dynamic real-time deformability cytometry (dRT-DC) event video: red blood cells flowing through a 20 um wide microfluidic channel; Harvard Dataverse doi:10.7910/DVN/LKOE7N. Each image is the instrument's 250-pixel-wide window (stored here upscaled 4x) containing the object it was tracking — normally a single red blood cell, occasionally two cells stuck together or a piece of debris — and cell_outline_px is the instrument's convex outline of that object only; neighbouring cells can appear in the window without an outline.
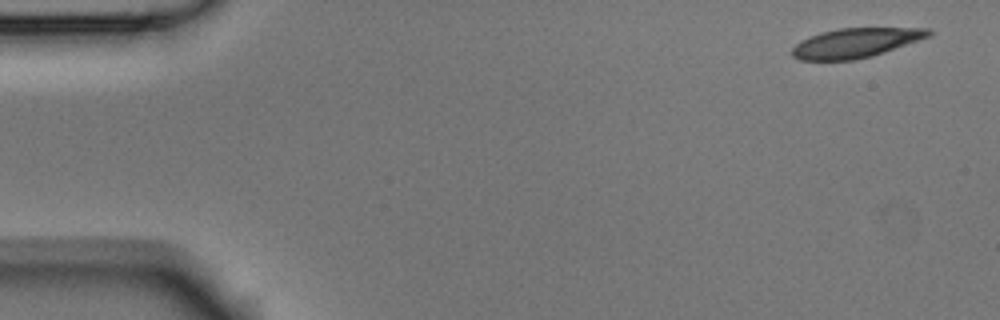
{"species": "Egyptian fruit bat (a non-hibernating species)", "species_latin": "Rousettus aegyptiacus", "temperature_condition": "room temperature", "stored_images_in_passage": 9, "camera_frame_rate_fps": 3000, "um_per_image_px": 0.085, "animal": {"sex": "male"}, "frame": {"image": 1, "passage_image": 1, "time_ms": 0.0, "image_size_px": [1000, 320], "cell_outline_px": [[932, 32], [928, 36], [884, 52], [872, 56], [852, 60], [800, 60], [792, 56], [792, 48], [800, 40], [824, 32], [840, 28], [928, 28]], "centroid_in_image_um": [72.68, 3.65], "position_along_channel_um": 12.3, "area_um2": 23.0}}
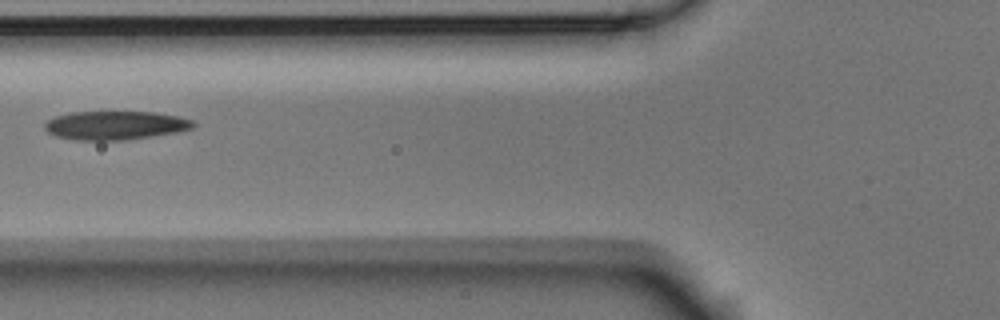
{"frame": {"image": 2, "passage_image": 6, "time_ms": 1.667, "image_size_px": [1000, 320], "cell_outline_px": [[196, 124], [192, 128], [176, 132], [152, 136], [124, 140], [76, 140], [56, 136], [48, 132], [44, 128], [44, 124], [48, 120], [56, 116], [72, 112], [156, 112], [176, 116], [192, 120]], "centroid_in_image_um": [9.78, 10.65], "position_along_channel_um": 116.0, "area_um2": 24.68}}
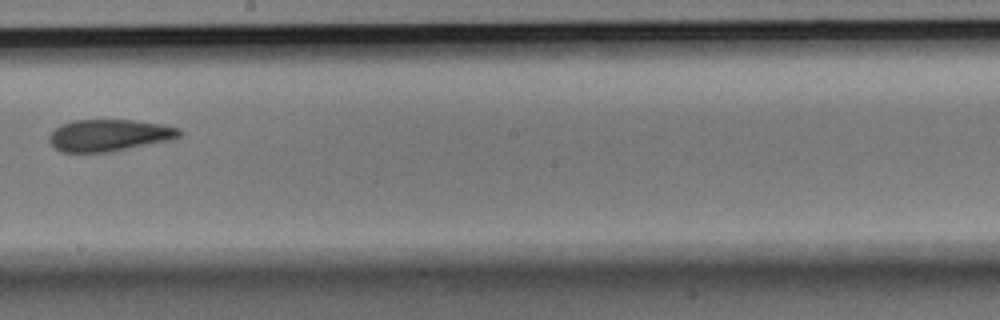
{"frame": {"image": 3, "passage_image": 9, "time_ms": 2.667, "image_size_px": [1000, 320], "cell_outline_px": [[184, 132], [180, 136], [172, 140], [108, 152], [64, 152], [56, 148], [48, 140], [48, 136], [60, 124], [72, 120], [132, 120], [164, 124], [180, 128]], "centroid_in_image_um": [9.32, 11.49], "position_along_channel_um": 238.9, "area_um2": 24.28}}